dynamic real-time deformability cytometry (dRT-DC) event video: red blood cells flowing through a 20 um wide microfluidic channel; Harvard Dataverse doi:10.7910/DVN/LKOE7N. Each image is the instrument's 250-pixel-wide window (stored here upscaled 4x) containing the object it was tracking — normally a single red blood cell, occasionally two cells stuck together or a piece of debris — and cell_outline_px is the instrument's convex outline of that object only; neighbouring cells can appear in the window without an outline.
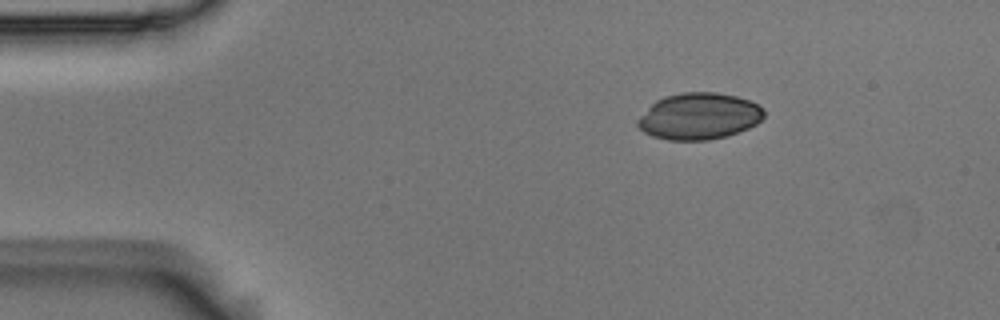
{"species": "Egyptian fruit bat (a non-hibernating species)", "species_latin": "Rousettus aegyptiacus", "temperature_condition": "room temperature", "stored_images_in_passage": 4, "segment_of_instrument_passage": [1, 2], "camera_frame_rate_fps": 3000, "um_per_image_px": 0.085, "animal": {"sex": "male"}, "frame": {"image": 1, "passage_image": 1, "time_ms": 0.0, "image_size_px": [1000, 320], "cell_outline_px": [[764, 116], [756, 124], [748, 128], [724, 136], [708, 140], [668, 140], [652, 136], [644, 132], [636, 124], [636, 120], [656, 100], [664, 96], [684, 92], [716, 92], [736, 96], [760, 104], [764, 108]], "centroid_in_image_um": [59.42, 9.87], "position_along_channel_um": 25.6, "area_um2": 34.22}}